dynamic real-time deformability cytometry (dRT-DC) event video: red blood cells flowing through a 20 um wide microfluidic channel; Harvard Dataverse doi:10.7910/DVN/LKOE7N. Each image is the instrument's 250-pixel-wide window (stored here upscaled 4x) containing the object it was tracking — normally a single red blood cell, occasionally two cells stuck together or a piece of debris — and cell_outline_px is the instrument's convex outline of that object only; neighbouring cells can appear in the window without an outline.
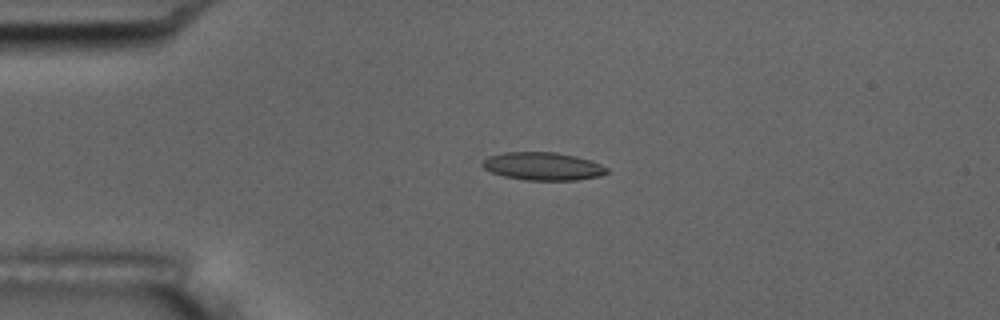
{"species": "common noctule bat (a hibernating species)", "species_latin": "Nyctalus noctula", "temperature_condition": "room temperature", "stored_images_in_passage": 5, "camera_frame_rate_fps": 3000, "um_per_image_px": 0.085, "animal": {"sex": "male", "body_mass_g": 17.5, "forearm_length_mm": 52.3}, "frame": {"image": 1, "passage_image": 4, "time_ms": 3.667, "image_size_px": [1000, 320], "cell_outline_px": [[608, 172], [600, 176], [576, 180], [524, 180], [504, 176], [492, 172], [484, 168], [480, 164], [480, 160], [488, 156], [504, 152], [556, 152], [576, 156], [600, 164], [608, 168]], "centroid_in_image_um": [46.1, 14.13], "position_along_channel_um": 38.9, "area_um2": 20.35}}